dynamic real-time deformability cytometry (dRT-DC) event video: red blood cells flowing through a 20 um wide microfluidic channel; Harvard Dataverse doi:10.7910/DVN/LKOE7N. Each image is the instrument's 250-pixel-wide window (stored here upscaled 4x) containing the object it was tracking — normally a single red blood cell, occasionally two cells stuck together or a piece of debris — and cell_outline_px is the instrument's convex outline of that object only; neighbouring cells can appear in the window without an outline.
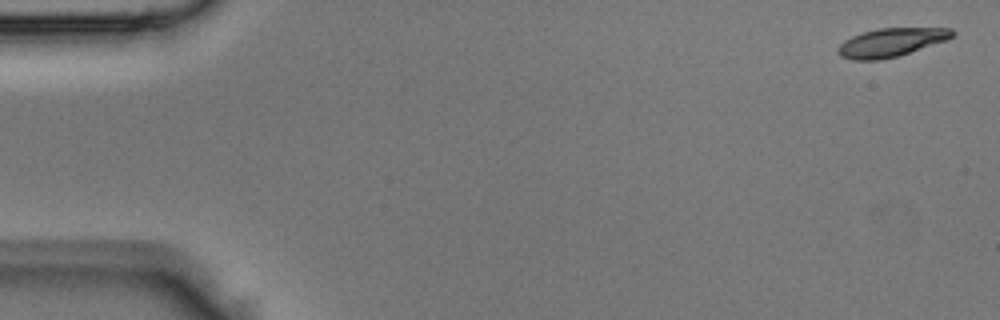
{"species": "Egyptian fruit bat (a non-hibernating species)", "species_latin": "Rousettus aegyptiacus", "temperature_condition": "room temperature", "stored_images_in_passage": 44, "camera_frame_rate_fps": 3000, "um_per_image_px": 0.085, "animal": {"sex": "male"}, "frame": {"image": 1, "passage_image": 1, "time_ms": 0.0, "image_size_px": [1000, 320], "cell_outline_px": [[956, 32], [948, 40], [896, 56], [880, 60], [852, 60], [840, 56], [836, 52], [836, 48], [844, 40], [852, 36], [876, 28], [952, 28]], "centroid_in_image_um": [75.72, 3.6], "position_along_channel_um": 9.3, "area_um2": 19.02}}
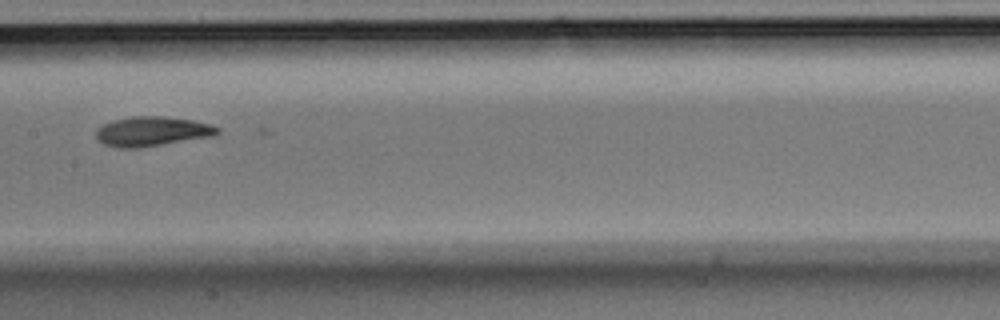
{"frame": {"image": 2, "passage_image": 22, "time_ms": 7.0, "image_size_px": [1000, 320], "cell_outline_px": [[220, 132], [216, 136], [140, 148], [120, 148], [104, 144], [96, 136], [96, 128], [112, 120], [132, 116], [164, 116], [192, 120], [208, 124], [220, 128]], "centroid_in_image_um": [12.95, 11.17], "position_along_channel_um": 194.5, "area_um2": 21.1}}
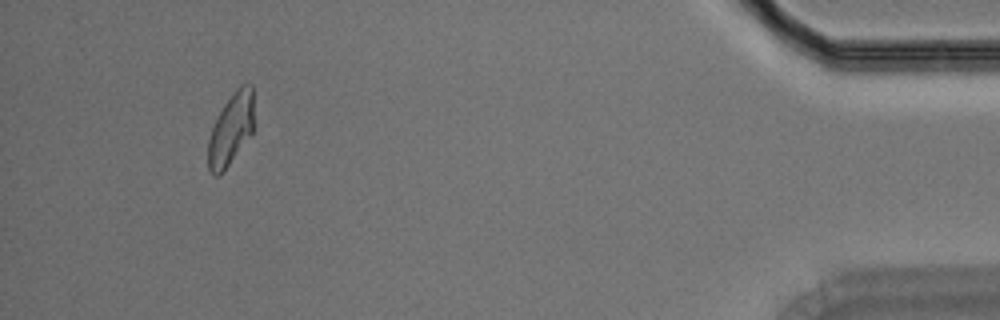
{"frame": {"image": 3, "passage_image": 41, "time_ms": 13.333, "image_size_px": [1000, 320], "cell_outline_px": [[252, 132], [228, 164], [216, 176], [212, 176], [208, 168], [208, 140], [212, 128], [224, 104], [236, 88], [240, 84], [252, 84]], "centroid_in_image_um": [19.6, 10.96], "position_along_channel_um": 415.6, "area_um2": 18.44}}